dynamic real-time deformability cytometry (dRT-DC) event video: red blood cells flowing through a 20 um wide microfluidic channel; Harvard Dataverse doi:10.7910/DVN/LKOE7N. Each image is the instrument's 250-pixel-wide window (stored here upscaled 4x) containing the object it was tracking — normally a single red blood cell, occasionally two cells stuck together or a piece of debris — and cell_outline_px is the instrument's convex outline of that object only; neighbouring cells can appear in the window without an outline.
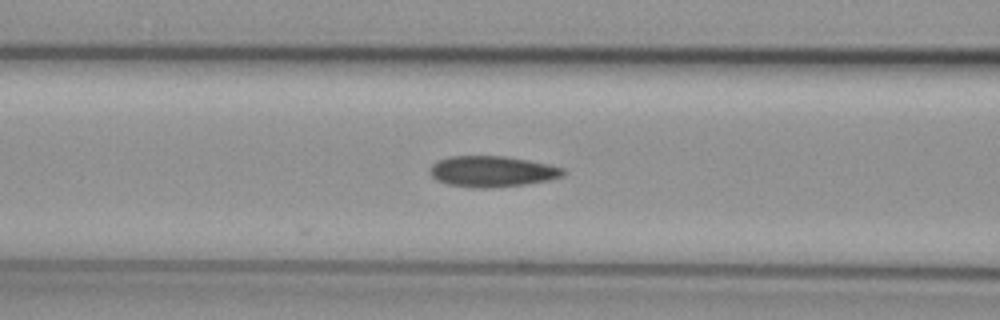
{"species": "common noctule bat (a hibernating species)", "species_latin": "Nyctalus noctula", "temperature_condition": "cold", "stored_images_in_passage": 4, "camera_frame_rate_fps": 3000, "um_per_image_px": 0.085, "animal": {"sex": "female", "body_mass_g": 29.2, "forearm_length_mm": 56.3}, "frame": {"image": 1, "passage_image": 3, "time_ms": 2.333, "image_size_px": [1000, 320], "cell_outline_px": [[564, 176], [548, 180], [524, 184], [488, 188], [476, 188], [448, 184], [436, 180], [432, 176], [432, 164], [436, 160], [448, 156], [504, 156], [528, 160], [548, 164], [564, 168]], "centroid_in_image_um": [41.83, 14.56], "position_along_channel_um": 124.8, "area_um2": 23.87}}